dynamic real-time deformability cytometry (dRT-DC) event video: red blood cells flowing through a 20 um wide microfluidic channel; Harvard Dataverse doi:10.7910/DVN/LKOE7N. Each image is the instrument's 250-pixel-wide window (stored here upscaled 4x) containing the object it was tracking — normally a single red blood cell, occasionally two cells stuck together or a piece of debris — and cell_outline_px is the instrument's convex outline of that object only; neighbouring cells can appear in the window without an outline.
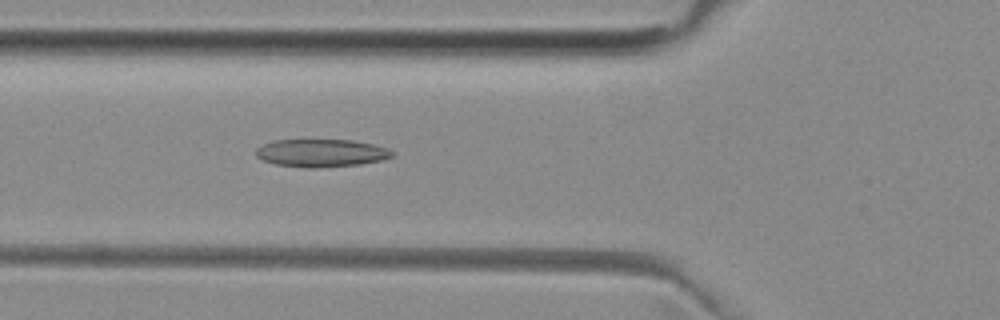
{"species": "common noctule bat (a hibernating species)", "species_latin": "Nyctalus noctula", "temperature_condition": "room temperature", "stored_images_in_passage": 48, "camera_frame_rate_fps": 3000, "um_per_image_px": 0.085, "animal": {"sex": "female", "body_mass_g": 29.2, "forearm_length_mm": 56.3}, "frame": {"image": 1, "passage_image": 18, "time_ms": 5.667, "image_size_px": [1000, 320], "cell_outline_px": [[392, 156], [380, 160], [360, 164], [320, 168], [308, 168], [276, 164], [264, 160], [256, 156], [256, 148], [264, 144], [276, 140], [352, 140], [372, 144], [388, 148], [392, 152]], "centroid_in_image_um": [27.29, 13.01], "position_along_channel_um": 98.5, "area_um2": 21.85}}
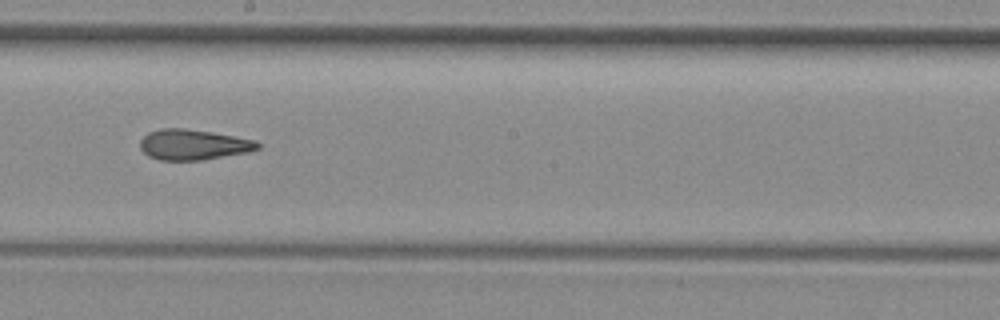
{"frame": {"image": 2, "passage_image": 28, "time_ms": 9.0, "image_size_px": [1000, 320], "cell_outline_px": [[260, 148], [248, 152], [200, 160], [160, 160], [148, 156], [140, 148], [140, 140], [148, 132], [160, 128], [184, 128], [212, 132], [256, 140], [260, 144]], "centroid_in_image_um": [16.42, 12.29], "position_along_channel_um": 231.8, "area_um2": 20.87}}
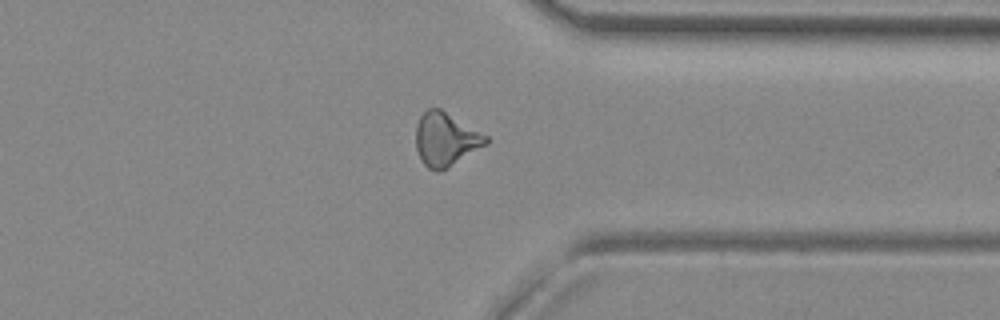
{"frame": {"image": 3, "passage_image": 39, "time_ms": 12.667, "image_size_px": [1000, 320], "cell_outline_px": [[488, 144], [448, 168], [440, 172], [436, 172], [428, 168], [420, 160], [416, 148], [416, 124], [420, 116], [428, 108], [440, 108], [488, 136]], "centroid_in_image_um": [37.87, 11.86], "position_along_channel_um": 373.5, "area_um2": 22.02}}